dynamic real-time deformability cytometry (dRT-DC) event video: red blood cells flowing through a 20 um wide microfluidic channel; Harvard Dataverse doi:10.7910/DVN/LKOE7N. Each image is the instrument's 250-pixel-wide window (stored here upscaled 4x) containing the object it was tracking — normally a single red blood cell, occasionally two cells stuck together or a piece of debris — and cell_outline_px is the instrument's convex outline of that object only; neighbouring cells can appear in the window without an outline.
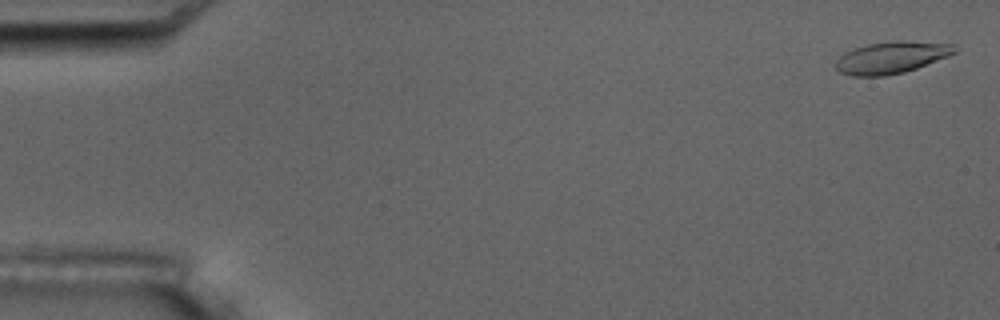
{"species": "common noctule bat (a hibernating species)", "species_latin": "Nyctalus noctula", "temperature_condition": "room temperature", "stored_images_in_passage": 5, "camera_frame_rate_fps": 3000, "um_per_image_px": 0.085, "animal": {"sex": "male", "body_mass_g": 17.5, "forearm_length_mm": 52.3}, "frame": {"image": 1, "passage_image": 1, "time_ms": 0.0, "image_size_px": [1000, 320], "cell_outline_px": [[956, 52], [948, 56], [916, 68], [904, 72], [884, 76], [852, 76], [840, 72], [836, 68], [836, 60], [844, 52], [868, 44], [896, 40], [900, 40], [956, 44]], "centroid_in_image_um": [75.78, 4.88], "position_along_channel_um": 9.2, "area_um2": 22.02}}
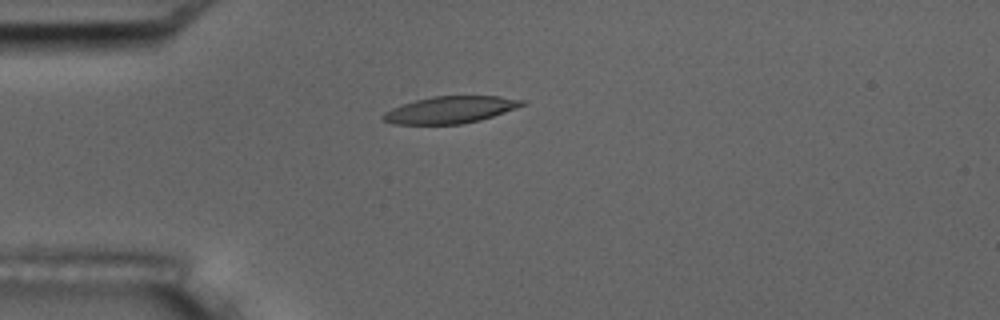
{"frame": {"image": 2, "passage_image": 5, "time_ms": 4.333, "image_size_px": [1000, 320], "cell_outline_px": [[528, 100], [524, 104], [516, 108], [480, 120], [460, 124], [396, 124], [384, 120], [380, 116], [384, 112], [392, 108], [416, 100], [432, 96], [500, 96]], "centroid_in_image_um": [38.29, 9.32], "position_along_channel_um": 46.7, "area_um2": 21.68}}